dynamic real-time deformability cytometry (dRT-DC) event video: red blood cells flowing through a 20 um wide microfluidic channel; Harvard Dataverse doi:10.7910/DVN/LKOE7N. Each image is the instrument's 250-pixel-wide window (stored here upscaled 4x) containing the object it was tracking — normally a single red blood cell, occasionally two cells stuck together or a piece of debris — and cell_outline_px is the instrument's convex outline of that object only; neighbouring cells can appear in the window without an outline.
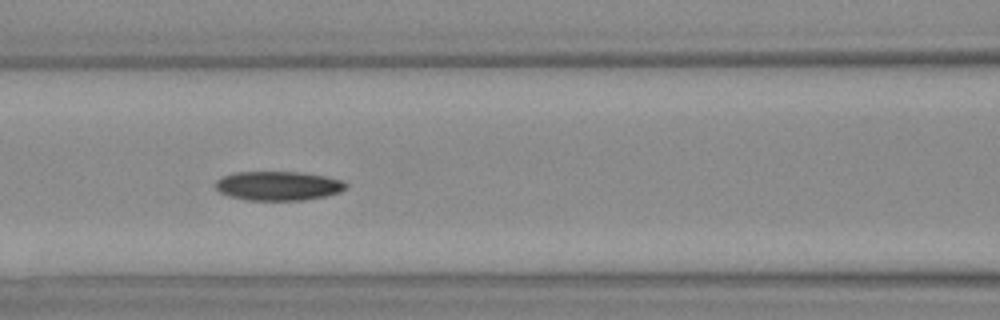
{"species": "Egyptian fruit bat (a non-hibernating species)", "species_latin": "Rousettus aegyptiacus", "temperature_condition": "warm", "stored_images_in_passage": 37, "camera_frame_rate_fps": 3000, "um_per_image_px": 0.085, "animal": {"sex": "female"}, "frame": {"image": 1, "passage_image": 16, "time_ms": 5.0, "image_size_px": [1000, 320], "cell_outline_px": [[348, 184], [344, 188], [336, 192], [324, 196], [304, 200], [244, 200], [228, 196], [220, 192], [216, 188], [216, 180], [224, 176], [236, 172], [300, 172], [324, 176], [340, 180]], "centroid_in_image_um": [23.59, 15.8], "position_along_channel_um": 143.0, "area_um2": 21.91}}